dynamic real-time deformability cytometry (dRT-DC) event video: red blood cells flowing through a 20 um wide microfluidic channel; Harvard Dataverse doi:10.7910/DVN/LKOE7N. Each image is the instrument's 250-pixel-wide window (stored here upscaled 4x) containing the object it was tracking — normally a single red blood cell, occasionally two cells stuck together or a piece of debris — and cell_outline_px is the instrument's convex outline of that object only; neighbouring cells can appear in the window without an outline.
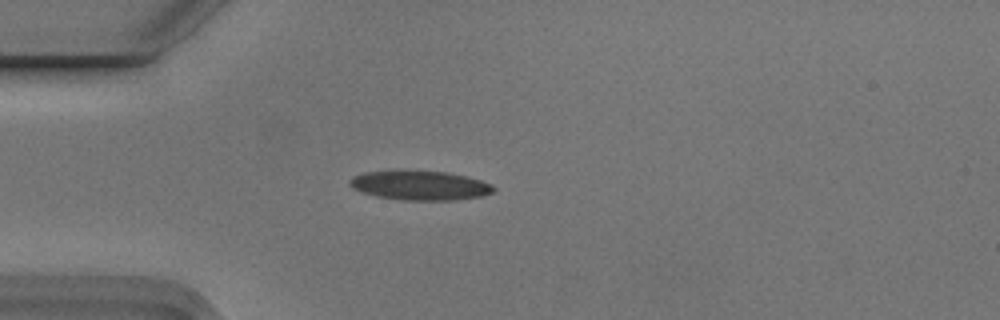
{"species": "Egyptian fruit bat (a non-hibernating species)", "species_latin": "Rousettus aegyptiacus", "temperature_condition": "cold", "stored_images_in_passage": 1, "camera_frame_rate_fps": 3000, "um_per_image_px": 0.085, "animal": {"sex": "male"}, "frame": {"image": 1, "passage_image": 1, "time_ms": 0.0, "image_size_px": [1000, 320], "cell_outline_px": [[496, 188], [492, 192], [480, 196], [452, 200], [404, 200], [376, 196], [352, 188], [348, 184], [348, 180], [352, 176], [364, 172], [400, 168], [448, 172], [480, 180], [492, 184]], "centroid_in_image_um": [35.62, 15.71], "position_along_channel_um": 49.4, "area_um2": 25.2}}